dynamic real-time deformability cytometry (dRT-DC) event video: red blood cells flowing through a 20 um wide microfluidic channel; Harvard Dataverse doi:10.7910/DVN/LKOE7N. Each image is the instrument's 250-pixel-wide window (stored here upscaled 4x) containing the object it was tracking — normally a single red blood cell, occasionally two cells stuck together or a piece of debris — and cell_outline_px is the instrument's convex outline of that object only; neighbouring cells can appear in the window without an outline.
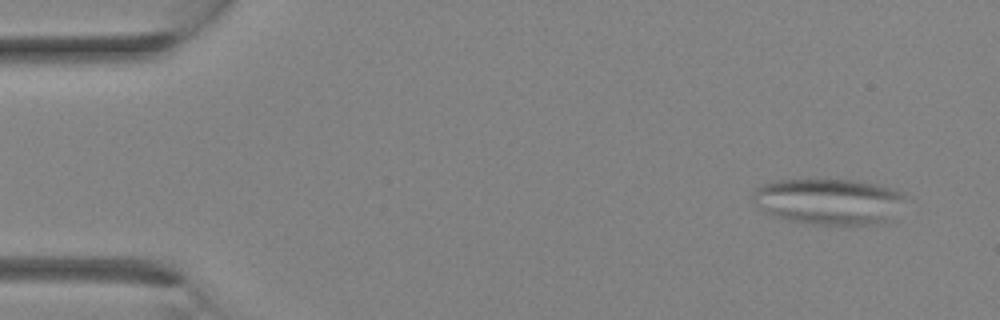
{"species": "Egyptian fruit bat (a non-hibernating species)", "species_latin": "Rousettus aegyptiacus", "temperature_condition": "room temperature", "stored_images_in_passage": 3, "camera_frame_rate_fps": 3000, "um_per_image_px": 0.085, "animal": {"sex": "female"}, "frame": {"image": 1, "passage_image": 1, "time_ms": 0.0, "image_size_px": [1000, 320], "cell_outline_px": [[904, 200], [892, 220], [880, 224], [816, 224], [788, 220], [764, 212], [752, 200], [752, 192], [756, 188], [764, 184], [776, 180], [852, 180], [876, 184], [900, 192], [904, 196]], "centroid_in_image_um": [70.43, 17.13], "position_along_channel_um": 14.6, "area_um2": 40.63}}
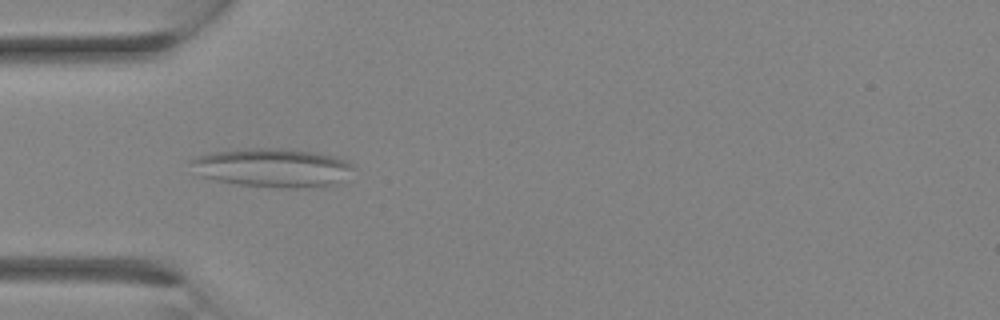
{"frame": {"image": 2, "passage_image": 3, "time_ms": 2.333, "image_size_px": [1000, 320], "cell_outline_px": [[352, 168], [336, 184], [324, 188], [280, 188], [240, 184], [200, 176], [188, 160], [196, 156], [212, 152], [248, 148], [280, 148], [316, 152], [332, 156], [344, 160], [352, 164]], "centroid_in_image_um": [23.15, 14.26], "position_along_channel_um": 61.8, "area_um2": 36.53}}